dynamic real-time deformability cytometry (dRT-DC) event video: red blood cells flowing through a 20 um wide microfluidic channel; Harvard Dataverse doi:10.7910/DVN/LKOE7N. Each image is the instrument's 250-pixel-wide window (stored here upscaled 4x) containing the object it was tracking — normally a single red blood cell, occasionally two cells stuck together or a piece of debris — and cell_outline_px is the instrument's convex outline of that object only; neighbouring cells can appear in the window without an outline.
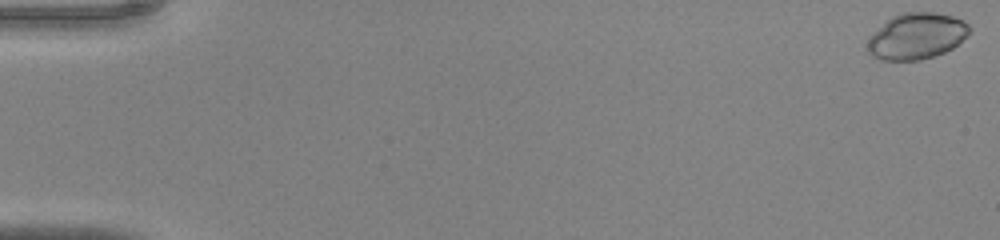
{"species": "common noctule bat (a hibernating species)", "species_latin": "Nyctalus noctula", "temperature_condition": "warm", "stored_images_in_passage": 46, "camera_frame_rate_fps": 3000, "um_per_image_px": 0.085, "animal": {"sex": "male", "body_mass_g": 20.0, "forearm_length_mm": 53.3}, "frame": {"image": 1, "passage_image": 1, "time_ms": 0.0, "image_size_px": [1000, 240], "cell_outline_px": [[972, 28], [952, 48], [944, 52], [920, 60], [880, 60], [872, 56], [868, 52], [868, 36], [872, 32], [892, 16], [904, 12], [932, 12], [952, 16], [968, 24]], "centroid_in_image_um": [77.85, 3.07], "position_along_channel_um": 7.2, "area_um2": 27.17}}
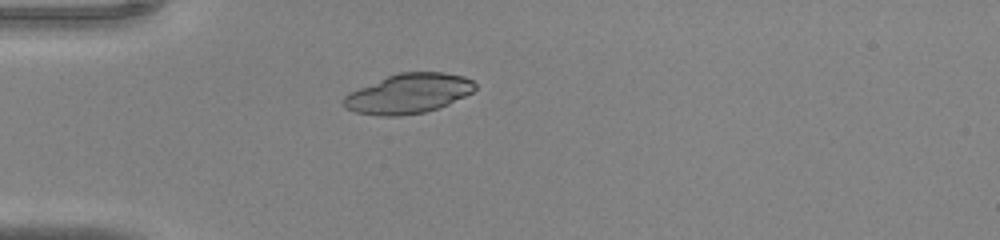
{"frame": {"image": 2, "passage_image": 14, "time_ms": 4.333, "image_size_px": [1000, 240], "cell_outline_px": [[476, 88], [472, 92], [448, 104], [424, 112], [400, 116], [380, 116], [356, 112], [344, 108], [340, 100], [344, 96], [360, 88], [388, 76], [400, 72], [444, 72], [464, 76], [472, 80], [476, 84]], "centroid_in_image_um": [34.71, 7.96], "position_along_channel_um": 50.3, "area_um2": 30.23}}
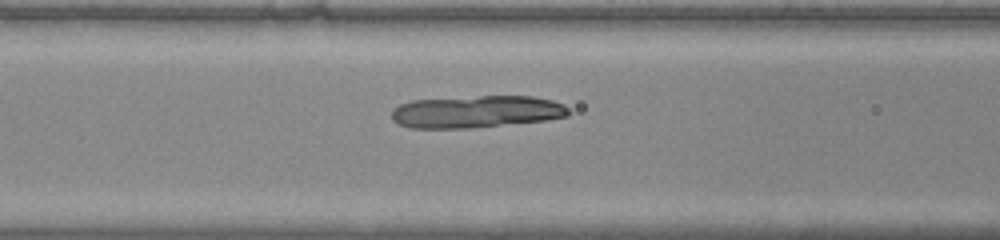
{"frame": {"image": 3, "passage_image": 20, "time_ms": 6.333, "image_size_px": [1000, 240], "cell_outline_px": [[572, 112], [568, 116], [544, 120], [472, 128], [408, 128], [396, 124], [392, 120], [392, 108], [400, 104], [412, 100], [480, 96], [532, 96], [552, 100], [564, 104]], "centroid_in_image_um": [40.47, 9.49], "position_along_channel_um": 126.1, "area_um2": 33.47}}